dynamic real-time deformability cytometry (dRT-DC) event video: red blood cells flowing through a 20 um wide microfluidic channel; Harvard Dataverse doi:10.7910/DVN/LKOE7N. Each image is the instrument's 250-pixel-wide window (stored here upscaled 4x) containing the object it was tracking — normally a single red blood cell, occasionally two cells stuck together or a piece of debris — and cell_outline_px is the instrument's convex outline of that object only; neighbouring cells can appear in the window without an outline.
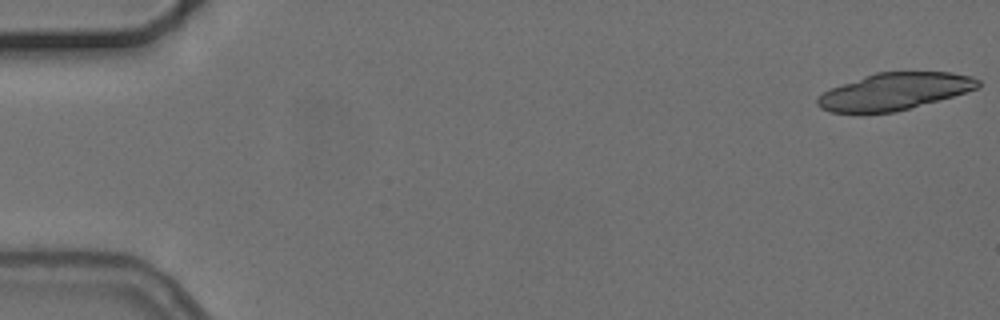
{"species": "common noctule bat (a hibernating species)", "species_latin": "Nyctalus noctula", "temperature_condition": "cold", "stored_images_in_passage": 6, "camera_frame_rate_fps": 3000, "um_per_image_px": 0.085, "animal": {"sex": "female", "body_mass_g": 24.6, "forearm_length_mm": 56.2}, "frame": {"image": 1, "passage_image": 1, "time_ms": 0.0, "image_size_px": [1000, 320], "cell_outline_px": [[980, 88], [896, 112], [864, 116], [832, 112], [820, 108], [816, 104], [816, 100], [824, 92], [832, 88], [864, 76], [876, 72], [952, 72], [972, 76], [980, 80]], "centroid_in_image_um": [76.0, 7.81], "position_along_channel_um": 9.0, "area_um2": 35.14}}
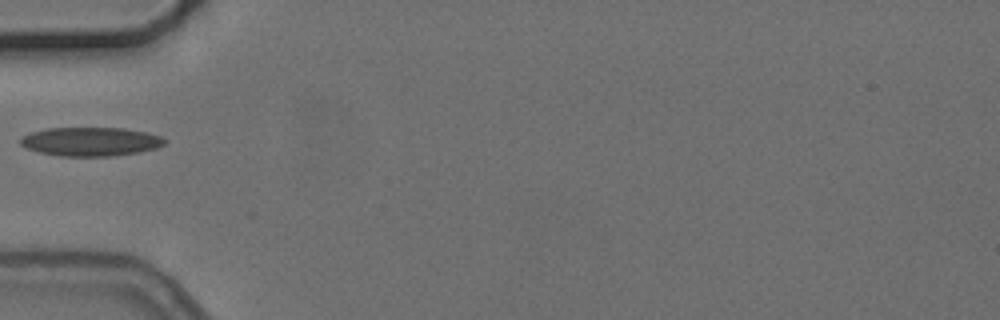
{"frame": {"image": 2, "passage_image": 6, "time_ms": 6.0, "image_size_px": [1000, 320], "cell_outline_px": [[168, 140], [164, 144], [156, 148], [140, 152], [112, 156], [60, 156], [40, 152], [28, 148], [20, 144], [20, 140], [24, 136], [32, 132], [48, 128], [124, 128], [148, 132], [160, 136]], "centroid_in_image_um": [7.76, 12.03], "position_along_channel_um": 77.2, "area_um2": 24.16}}